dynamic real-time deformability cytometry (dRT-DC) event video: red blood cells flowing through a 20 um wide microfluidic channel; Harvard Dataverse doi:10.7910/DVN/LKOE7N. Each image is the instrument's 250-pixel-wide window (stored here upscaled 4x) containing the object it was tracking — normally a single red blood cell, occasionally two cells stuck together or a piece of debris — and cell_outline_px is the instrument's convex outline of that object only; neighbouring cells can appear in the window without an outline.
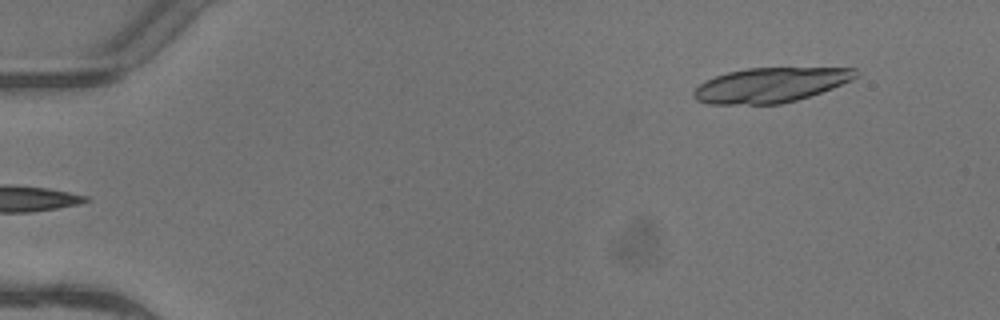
{"species": "common noctule bat (a hibernating species)", "species_latin": "Nyctalus noctula", "temperature_condition": "warm", "stored_images_in_passage": 5, "segment_of_instrument_passage": [2, 2], "camera_frame_rate_fps": 3000, "um_per_image_px": 0.085, "animal": {"sex": "female"}, "frame": {"image": 1, "passage_image": 5, "time_ms": 1.333, "image_size_px": [1000, 320], "cell_outline_px": [[860, 72], [852, 80], [832, 88], [796, 100], [780, 104], [708, 104], [696, 100], [692, 96], [692, 92], [700, 84], [716, 76], [728, 72], [748, 68], [856, 68]], "centroid_in_image_um": [65.48, 7.23], "position_along_channel_um": 19.5, "area_um2": 32.6}}